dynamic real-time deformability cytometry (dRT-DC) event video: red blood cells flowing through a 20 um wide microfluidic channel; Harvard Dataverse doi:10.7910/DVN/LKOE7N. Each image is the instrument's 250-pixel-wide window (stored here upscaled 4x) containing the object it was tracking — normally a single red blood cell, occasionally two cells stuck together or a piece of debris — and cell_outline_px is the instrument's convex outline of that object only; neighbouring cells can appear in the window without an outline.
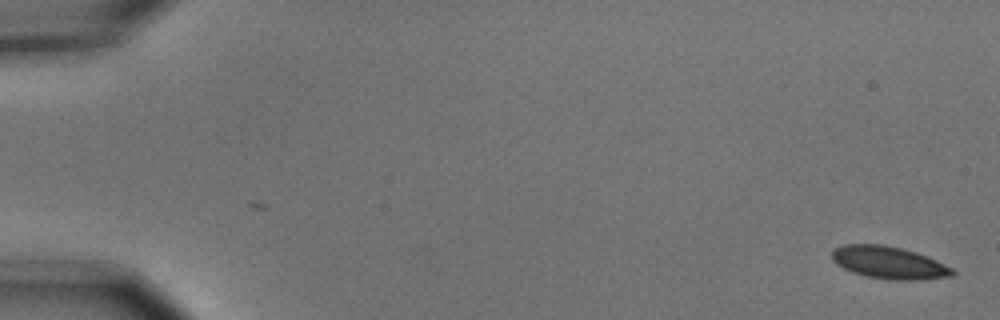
{"species": "common noctule bat (a hibernating species)", "species_latin": "Nyctalus noctula", "temperature_condition": "cold", "stored_images_in_passage": 9, "camera_frame_rate_fps": 3000, "um_per_image_px": 0.085, "animal": {"sex": "male", "body_mass_g": 15.6}, "frame": {"image": 1, "passage_image": 1, "time_ms": 0.0, "image_size_px": [1000, 320], "cell_outline_px": [[956, 272], [952, 276], [924, 280], [892, 280], [864, 276], [852, 272], [836, 264], [832, 260], [832, 252], [836, 248], [844, 244], [884, 244], [916, 252], [936, 260], [952, 268]], "centroid_in_image_um": [75.57, 22.33], "position_along_channel_um": 9.4, "area_um2": 22.83}}
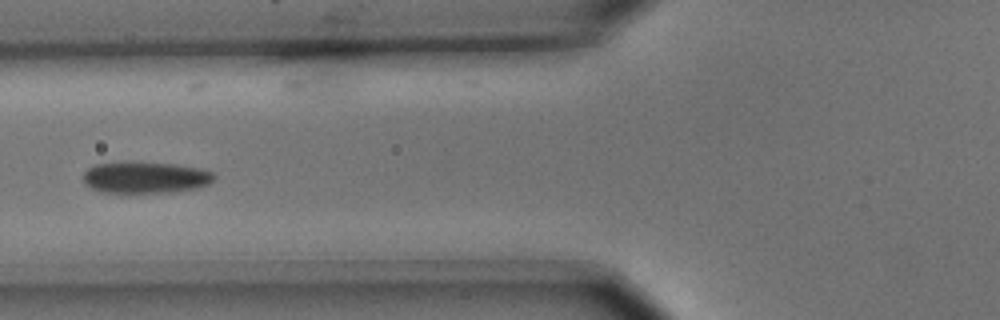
{"frame": {"image": 2, "passage_image": 7, "time_ms": 2.0, "image_size_px": [1000, 320], "cell_outline_px": [[216, 180], [200, 188], [172, 192], [104, 192], [92, 188], [84, 184], [84, 172], [88, 168], [96, 164], [176, 164], [200, 168], [212, 172], [216, 176]], "centroid_in_image_um": [12.44, 15.12], "position_along_channel_um": 113.4, "area_um2": 23.41}}
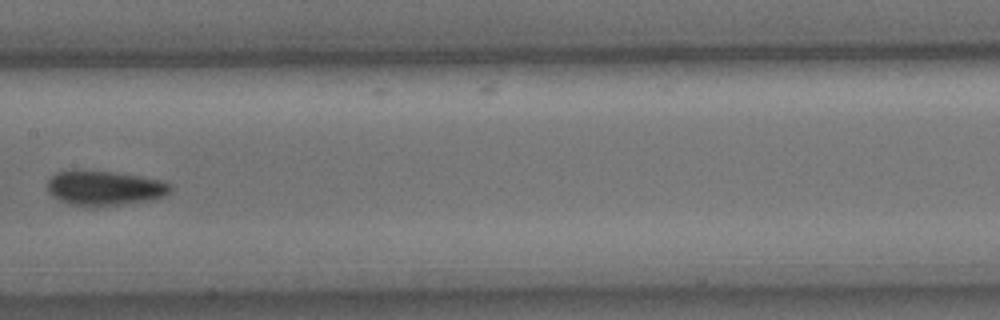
{"frame": {"image": 3, "passage_image": 9, "time_ms": 2.667, "image_size_px": [1000, 320], "cell_outline_px": [[172, 188], [164, 196], [144, 200], [96, 208], [92, 208], [68, 204], [52, 196], [48, 192], [48, 180], [56, 172], [80, 168], [112, 172], [140, 176], [164, 180]], "centroid_in_image_um": [8.8, 15.97], "position_along_channel_um": 198.6, "area_um2": 25.26}}